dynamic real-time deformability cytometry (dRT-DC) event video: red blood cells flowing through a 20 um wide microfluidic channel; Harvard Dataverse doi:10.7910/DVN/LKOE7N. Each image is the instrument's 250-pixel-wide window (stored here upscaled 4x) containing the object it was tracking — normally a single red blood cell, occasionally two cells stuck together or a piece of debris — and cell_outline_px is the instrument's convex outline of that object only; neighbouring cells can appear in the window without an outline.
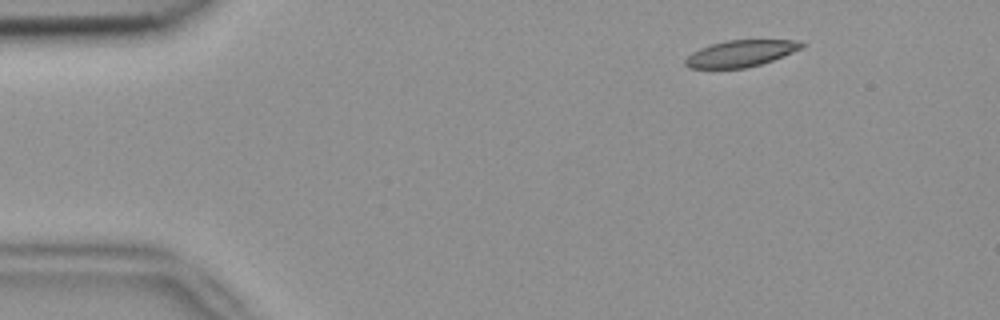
{"species": "common noctule bat (a hibernating species)", "species_latin": "Nyctalus noctula", "temperature_condition": "room temperature", "stored_images_in_passage": 3, "camera_frame_rate_fps": 3000, "um_per_image_px": 0.085, "animal": {"sex": "female", "body_mass_g": 18.4}, "frame": {"image": 1, "passage_image": 2, "time_ms": 0.333, "image_size_px": [1000, 320], "cell_outline_px": [[804, 48], [772, 60], [760, 64], [744, 68], [688, 68], [684, 64], [684, 60], [692, 52], [700, 48], [712, 44], [728, 40], [796, 40], [804, 44]], "centroid_in_image_um": [62.95, 4.54], "position_along_channel_um": 22.1, "area_um2": 17.86}}